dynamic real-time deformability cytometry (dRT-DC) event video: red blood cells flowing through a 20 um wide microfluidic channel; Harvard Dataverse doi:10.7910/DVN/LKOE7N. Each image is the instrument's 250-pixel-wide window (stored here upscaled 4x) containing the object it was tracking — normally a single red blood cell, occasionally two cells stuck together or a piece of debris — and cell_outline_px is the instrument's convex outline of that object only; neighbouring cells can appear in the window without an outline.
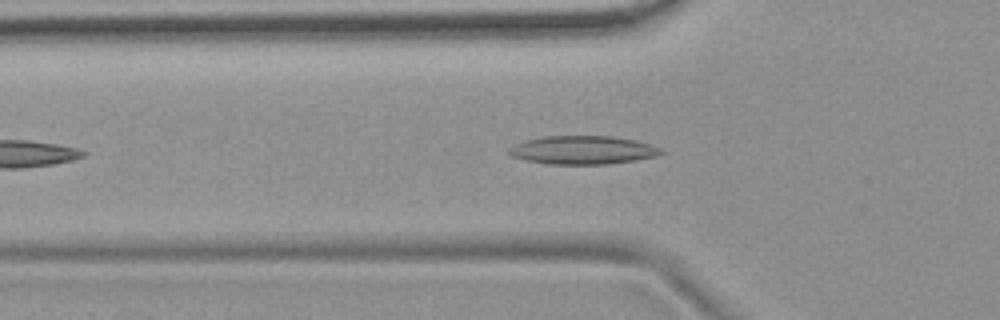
{"species": "common noctule bat (a hibernating species)", "species_latin": "Nyctalus noctula", "temperature_condition": "room temperature", "stored_images_in_passage": 41, "camera_frame_rate_fps": 3000, "um_per_image_px": 0.085, "animal": {"sex": "female", "body_mass_g": 19.9}, "frame": {"image": 1, "passage_image": 8, "time_ms": 2.333, "image_size_px": [1000, 320], "cell_outline_px": [[668, 152], [656, 156], [636, 160], [608, 164], [548, 164], [528, 160], [512, 156], [508, 152], [508, 148], [524, 140], [544, 136], [612, 136], [636, 140], [660, 148]], "centroid_in_image_um": [49.57, 12.75], "position_along_channel_um": 76.2, "area_um2": 25.2}}
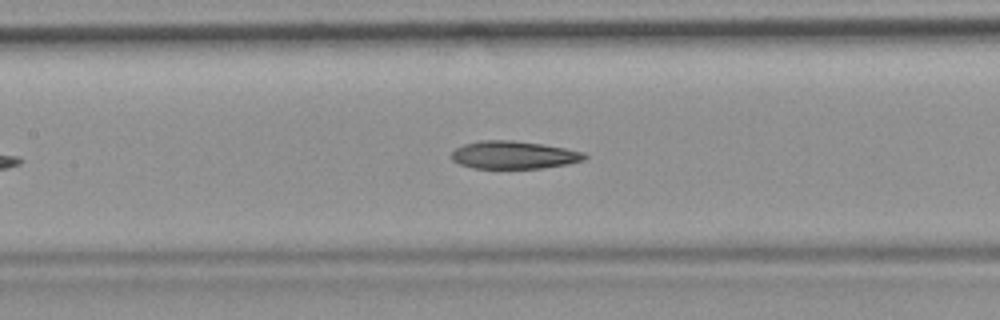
{"frame": {"image": 2, "passage_image": 15, "time_ms": 4.667, "image_size_px": [1000, 320], "cell_outline_px": [[588, 156], [584, 160], [568, 164], [544, 168], [472, 168], [460, 164], [452, 160], [452, 152], [456, 148], [464, 144], [480, 140], [512, 140], [544, 144], [584, 152]], "centroid_in_image_um": [43.69, 13.17], "position_along_channel_um": 163.7, "area_um2": 21.62}}
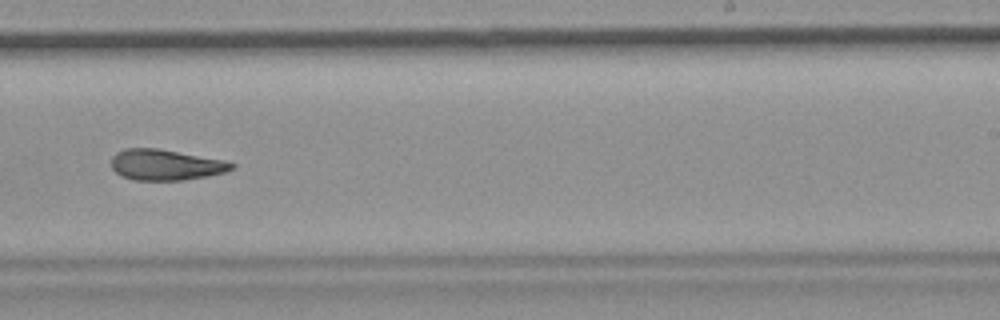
{"frame": {"image": 3, "passage_image": 24, "time_ms": 7.667, "image_size_px": [1000, 320], "cell_outline_px": [[236, 168], [224, 172], [208, 176], [184, 180], [132, 180], [120, 176], [112, 168], [112, 156], [116, 152], [124, 148], [156, 148], [224, 160], [236, 164]], "centroid_in_image_um": [14.07, 14.01], "position_along_channel_um": 274.9, "area_um2": 21.68}, "authors_computed_cell_mechanics": {"area_um2": 22.0796, "velocity_mm_per_s": 3.7258, "shape_relaxation_time_tau1_ms": null, "shape_relaxation_time_tau2_ms": 10.5653, "deformation_change_tau1": null, "deformation_change_tau2": 0.221}}